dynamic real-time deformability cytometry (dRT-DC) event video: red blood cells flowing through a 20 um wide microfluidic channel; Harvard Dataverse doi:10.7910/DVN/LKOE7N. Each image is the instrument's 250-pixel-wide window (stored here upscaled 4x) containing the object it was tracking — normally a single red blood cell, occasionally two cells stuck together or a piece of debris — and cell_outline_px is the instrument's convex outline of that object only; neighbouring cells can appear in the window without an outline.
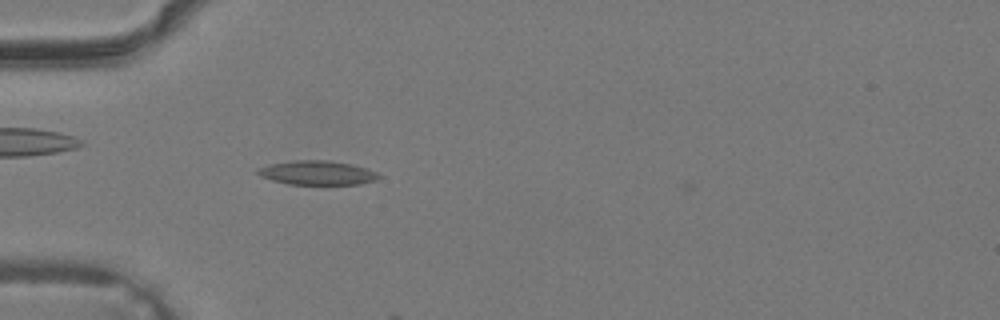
{"species": "common noctule bat (a hibernating species)", "species_latin": "Nyctalus noctula", "temperature_condition": "warm", "stored_images_in_passage": 7, "camera_frame_rate_fps": 3000, "um_per_image_px": 0.085, "animal": {"sex": "male", "body_mass_g": 19.2, "forearm_length_mm": 51.8}, "frame": {"image": 1, "passage_image": 6, "time_ms": 1.667, "image_size_px": [1000, 320], "cell_outline_px": [[384, 176], [376, 180], [360, 184], [288, 184], [272, 180], [260, 176], [256, 172], [256, 168], [272, 164], [296, 160], [328, 160], [348, 164], [364, 168], [376, 172]], "centroid_in_image_um": [26.96, 14.69], "position_along_channel_um": 58.0, "area_um2": 16.88}}